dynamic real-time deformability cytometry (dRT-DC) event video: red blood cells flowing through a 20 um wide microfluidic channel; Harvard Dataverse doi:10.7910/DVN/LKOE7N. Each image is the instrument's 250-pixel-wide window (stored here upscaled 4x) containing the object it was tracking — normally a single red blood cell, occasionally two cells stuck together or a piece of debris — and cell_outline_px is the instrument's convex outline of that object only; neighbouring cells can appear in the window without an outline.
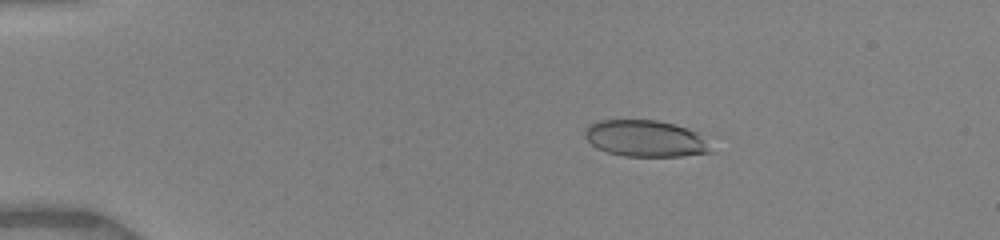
{"species": "human", "species_latin": "Homo sapiens", "temperature_condition": "warm", "stored_images_in_passage": 53, "camera_frame_rate_fps": 3000, "um_per_image_px": 0.085, "donor": {"sex": "female"}, "frame": {"image": 1, "passage_image": 8, "time_ms": 3.0, "image_size_px": [1000, 240], "cell_outline_px": [[716, 152], [680, 156], [624, 156], [608, 152], [596, 148], [584, 136], [584, 132], [588, 124], [600, 120], [656, 120], [676, 124], [700, 132]], "centroid_in_image_um": [54.92, 11.77], "position_along_channel_um": 30.1, "area_um2": 27.22}}
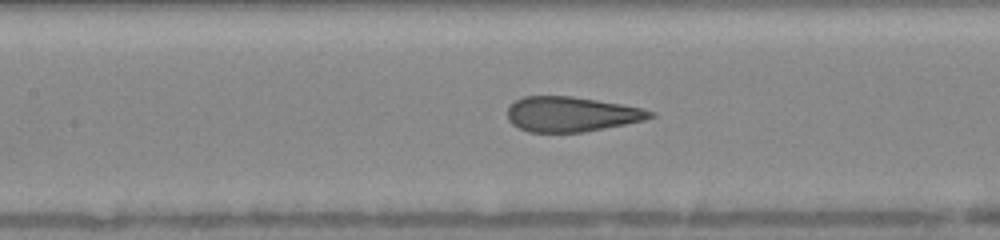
{"frame": {"image": 2, "passage_image": 20, "time_ms": 8.0, "image_size_px": [1000, 240], "cell_outline_px": [[656, 116], [644, 120], [584, 132], [528, 132], [512, 124], [508, 120], [508, 108], [516, 100], [524, 96], [572, 96], [620, 104], [640, 108], [656, 112]], "centroid_in_image_um": [48.56, 9.71], "position_along_channel_um": 158.8, "area_um2": 28.9}}
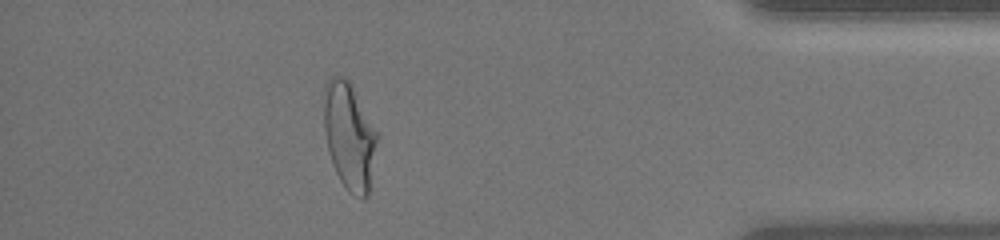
{"frame": {"image": 3, "passage_image": 49, "time_ms": 15.0, "image_size_px": [1000, 240], "cell_outline_px": [[376, 140], [368, 196], [364, 200], [360, 200], [348, 192], [340, 180], [332, 164], [328, 152], [324, 132], [324, 84], [332, 76], [344, 76], [352, 84], [376, 132]], "centroid_in_image_um": [29.65, 11.57], "position_along_channel_um": 405.6, "area_um2": 33.0}, "authors_computed_cell_mechanics": {"area_um2": 29.6514, "velocity_mm_per_s": 4.0159, "shape_relaxation_time_tau1_ms": 6.1779, "shape_relaxation_time_tau2_ms": null, "deformation_change_tau1": 0.2436, "deformation_change_tau2": null}}